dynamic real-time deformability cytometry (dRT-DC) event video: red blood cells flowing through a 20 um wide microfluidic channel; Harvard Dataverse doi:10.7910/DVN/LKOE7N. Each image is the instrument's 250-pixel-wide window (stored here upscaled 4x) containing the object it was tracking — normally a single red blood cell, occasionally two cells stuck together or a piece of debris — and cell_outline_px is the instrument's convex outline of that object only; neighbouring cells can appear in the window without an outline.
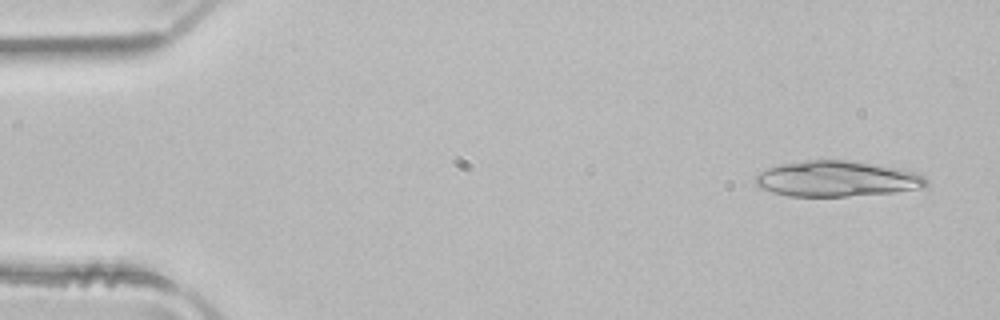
{"species": "common noctule bat (a hibernating species)", "species_latin": "Nyctalus noctula", "temperature_condition": "room temperature", "stored_images_in_passage": 49, "segment_of_instrument_passage": [1, 2], "camera_frame_rate_fps": 3000, "um_per_image_px": 0.085, "animal": {"sex": "male", "body_mass_g": 21.5, "forearm_length_mm": 52.0}, "frame": {"image": 1, "passage_image": 3, "time_ms": 0.667, "image_size_px": [1000, 320], "cell_outline_px": [[928, 184], [924, 188], [896, 192], [848, 196], [788, 196], [772, 192], [760, 188], [756, 184], [756, 176], [760, 172], [768, 168], [780, 164], [808, 160], [852, 160], [876, 164], [916, 172], [924, 176], [928, 180]], "centroid_in_image_um": [71.17, 15.2], "position_along_channel_um": 13.8, "area_um2": 35.6}}